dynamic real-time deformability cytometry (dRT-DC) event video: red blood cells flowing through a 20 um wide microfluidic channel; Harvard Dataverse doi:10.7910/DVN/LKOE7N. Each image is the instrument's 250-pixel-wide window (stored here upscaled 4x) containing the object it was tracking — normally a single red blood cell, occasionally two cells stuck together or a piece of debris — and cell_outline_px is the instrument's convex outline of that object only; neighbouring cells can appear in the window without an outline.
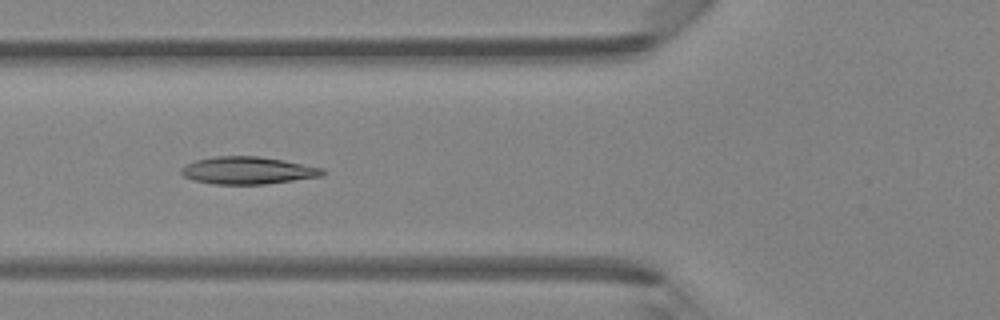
{"species": "Egyptian fruit bat (a non-hibernating species)", "species_latin": "Rousettus aegyptiacus", "temperature_condition": "room temperature", "stored_images_in_passage": 6, "camera_frame_rate_fps": 3000, "um_per_image_px": 0.085, "animal": {"sex": "female"}, "frame": {"image": 1, "passage_image": 6, "time_ms": 5.667, "image_size_px": [1000, 320], "cell_outline_px": [[328, 172], [320, 176], [264, 184], [212, 184], [192, 180], [184, 176], [180, 172], [180, 168], [196, 160], [212, 156], [256, 156], [284, 160], [324, 168]], "centroid_in_image_um": [21.05, 14.48], "position_along_channel_um": 104.8, "area_um2": 22.54}}